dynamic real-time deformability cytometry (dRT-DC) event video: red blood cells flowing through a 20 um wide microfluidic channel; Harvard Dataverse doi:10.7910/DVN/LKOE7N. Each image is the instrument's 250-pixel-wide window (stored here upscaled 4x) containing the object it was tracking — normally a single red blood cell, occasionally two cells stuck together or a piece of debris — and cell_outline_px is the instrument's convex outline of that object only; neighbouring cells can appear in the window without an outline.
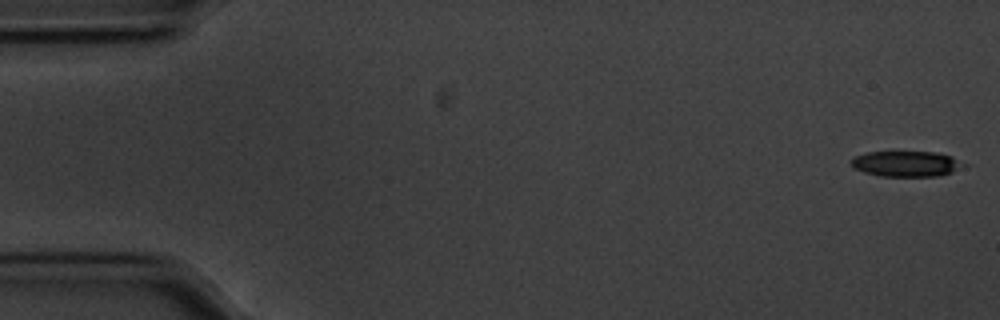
{"species": "common noctule bat (a hibernating species)", "species_latin": "Nyctalus noctula", "temperature_condition": "cold", "stored_images_in_passage": 56, "camera_frame_rate_fps": 3000, "um_per_image_px": 0.085, "animal": {"sex": "male", "body_mass_g": 20.1, "forearm_length_mm": 53.5}, "frame": {"image": 1, "passage_image": 1, "time_ms": 0.0, "image_size_px": [1000, 320], "cell_outline_px": [[968, 164], [952, 172], [940, 176], [880, 176], [864, 172], [852, 168], [852, 160], [856, 156], [864, 152], [936, 152], [952, 156]], "centroid_in_image_um": [77.06, 13.92], "position_along_channel_um": 7.9, "area_um2": 16.82}}
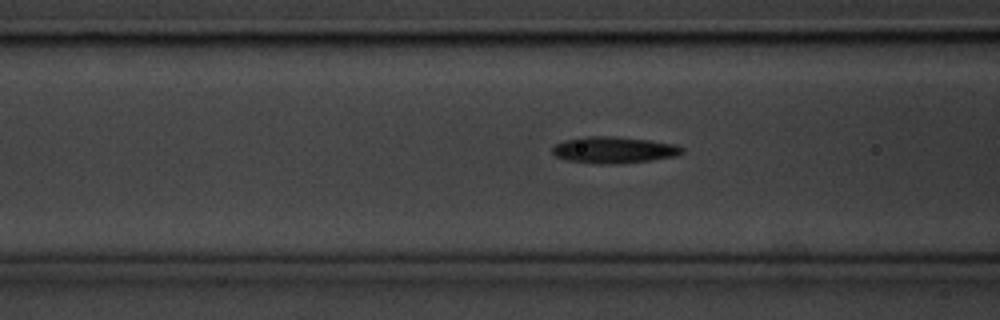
{"frame": {"image": 2, "passage_image": 21, "time_ms": 6.667, "image_size_px": [1000, 320], "cell_outline_px": [[684, 152], [676, 156], [652, 160], [624, 164], [592, 164], [568, 160], [556, 156], [552, 152], [552, 148], [556, 144], [564, 140], [584, 136], [612, 136], [648, 140], [676, 144], [684, 148]], "centroid_in_image_um": [52.19, 12.75], "position_along_channel_um": 114.4, "area_um2": 20.29}}
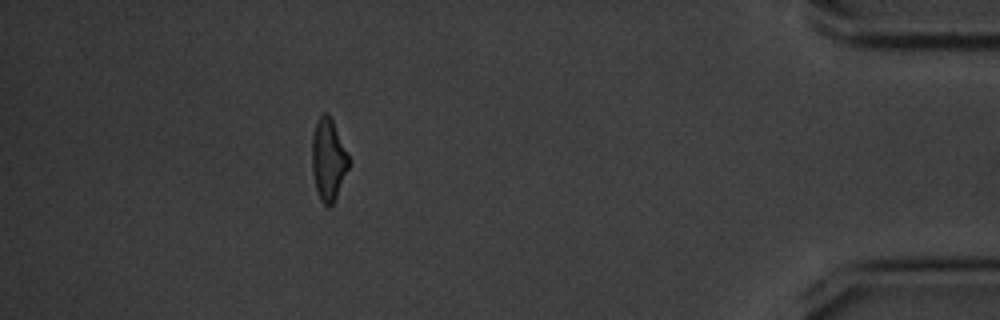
{"frame": {"image": 3, "passage_image": 50, "time_ms": 16.333, "image_size_px": [1000, 320], "cell_outline_px": [[348, 168], [336, 196], [332, 204], [328, 208], [320, 200], [316, 188], [312, 172], [312, 136], [316, 120], [324, 112], [328, 112], [332, 120], [348, 156]], "centroid_in_image_um": [27.87, 13.55], "position_along_channel_um": 407.3, "area_um2": 17.17}, "authors_computed_cell_mechanics": {"area_um2": 18.785, "velocity_mm_per_s": 3.5585, "shape_relaxation_time_tau1_ms": 2.3828, "shape_relaxation_time_tau2_ms": 5.6962, "deformation_change_tau1": 0.121, "deformation_change_tau2": 0.1335}}